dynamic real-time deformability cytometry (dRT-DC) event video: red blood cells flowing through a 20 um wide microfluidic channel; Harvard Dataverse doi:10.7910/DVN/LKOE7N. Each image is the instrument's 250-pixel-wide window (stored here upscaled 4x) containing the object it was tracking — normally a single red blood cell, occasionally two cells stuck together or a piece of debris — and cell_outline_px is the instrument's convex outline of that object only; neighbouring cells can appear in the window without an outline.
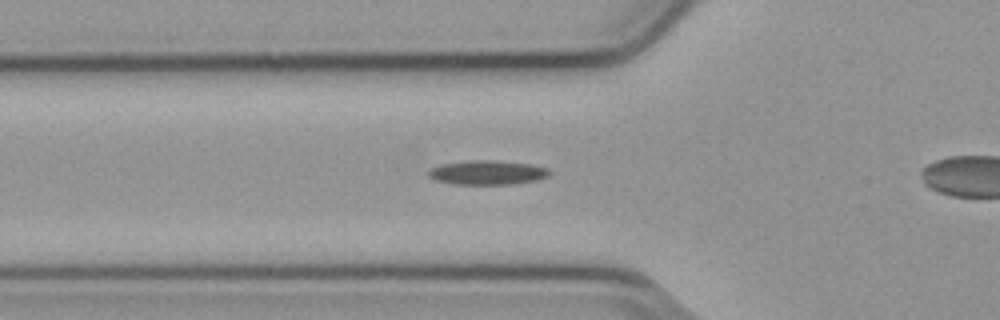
{"species": "common noctule bat (a hibernating species)", "species_latin": "Nyctalus noctula", "temperature_condition": "cold", "stored_images_in_passage": 27, "camera_frame_rate_fps": 3000, "um_per_image_px": 0.085, "animal": {"sex": "male", "body_mass_g": 23.1, "forearm_length_mm": 52.7}, "frame": {"image": 1, "passage_image": 2, "time_ms": 0.333, "image_size_px": [1000, 320], "cell_outline_px": [[552, 172], [548, 176], [536, 180], [508, 184], [456, 184], [436, 180], [428, 176], [428, 172], [432, 168], [440, 164], [468, 160], [492, 160], [528, 164], [548, 168]], "centroid_in_image_um": [41.42, 14.66], "position_along_channel_um": 84.4, "area_um2": 16.94}}
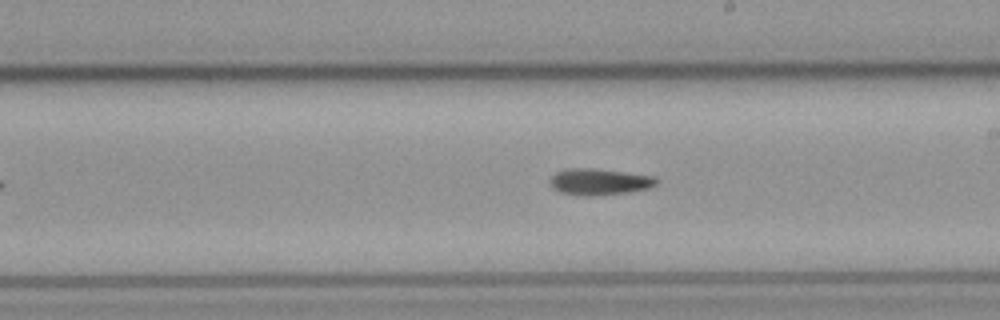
{"frame": {"image": 2, "passage_image": 14, "time_ms": 4.333, "image_size_px": [1000, 320], "cell_outline_px": [[660, 180], [656, 184], [648, 188], [628, 192], [596, 196], [580, 196], [560, 192], [552, 188], [552, 176], [556, 172], [568, 168], [592, 168], [656, 176]], "centroid_in_image_um": [50.97, 15.45], "position_along_channel_um": 238.0, "area_um2": 16.42}}
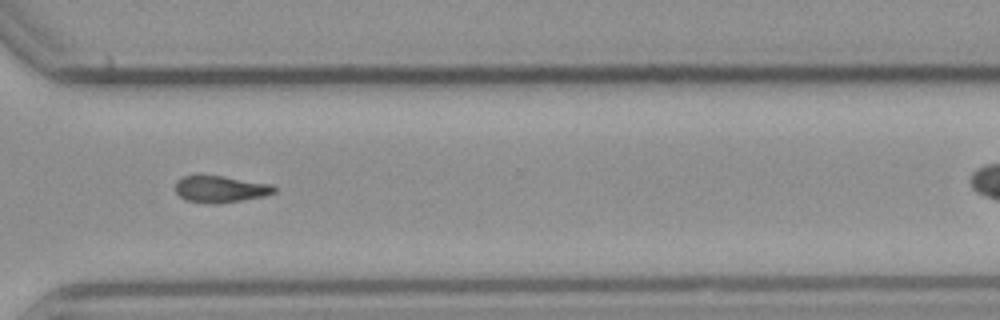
{"frame": {"image": 3, "passage_image": 23, "time_ms": 7.333, "image_size_px": [1000, 320], "cell_outline_px": [[276, 192], [264, 196], [220, 204], [216, 204], [184, 200], [176, 192], [176, 180], [184, 176], [196, 172], [200, 172], [272, 184], [276, 188]], "centroid_in_image_um": [18.69, 16.03], "position_along_channel_um": 351.9, "area_um2": 16.01}}